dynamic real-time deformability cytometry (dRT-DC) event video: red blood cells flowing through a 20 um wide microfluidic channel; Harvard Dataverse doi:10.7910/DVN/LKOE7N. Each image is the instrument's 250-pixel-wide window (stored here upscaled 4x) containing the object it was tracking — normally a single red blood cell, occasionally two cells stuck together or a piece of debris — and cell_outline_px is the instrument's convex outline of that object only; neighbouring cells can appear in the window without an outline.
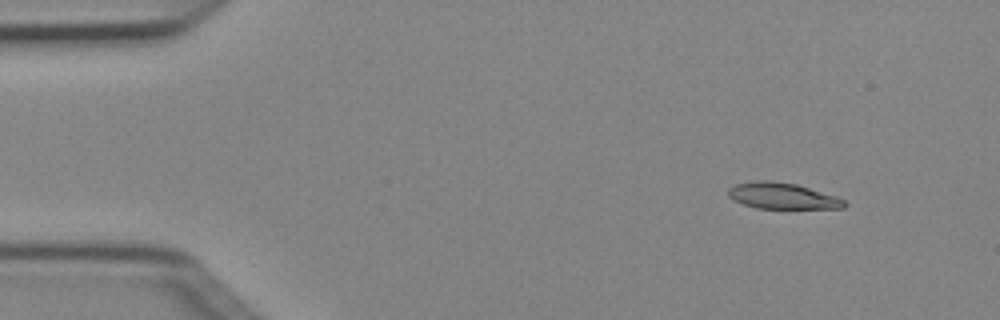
{"species": "Egyptian fruit bat (a non-hibernating species)", "species_latin": "Rousettus aegyptiacus", "temperature_condition": "cold", "stored_images_in_passage": 4, "camera_frame_rate_fps": 3000, "um_per_image_px": 0.085, "animal": {"sex": "female"}, "frame": {"image": 1, "passage_image": 2, "time_ms": 0.333, "image_size_px": [1000, 320], "cell_outline_px": [[848, 204], [844, 208], [756, 208], [744, 204], [728, 196], [728, 188], [736, 184], [752, 180], [772, 180], [796, 184], [836, 196], [844, 200]], "centroid_in_image_um": [66.5, 16.64], "position_along_channel_um": 18.5, "area_um2": 17.63}}